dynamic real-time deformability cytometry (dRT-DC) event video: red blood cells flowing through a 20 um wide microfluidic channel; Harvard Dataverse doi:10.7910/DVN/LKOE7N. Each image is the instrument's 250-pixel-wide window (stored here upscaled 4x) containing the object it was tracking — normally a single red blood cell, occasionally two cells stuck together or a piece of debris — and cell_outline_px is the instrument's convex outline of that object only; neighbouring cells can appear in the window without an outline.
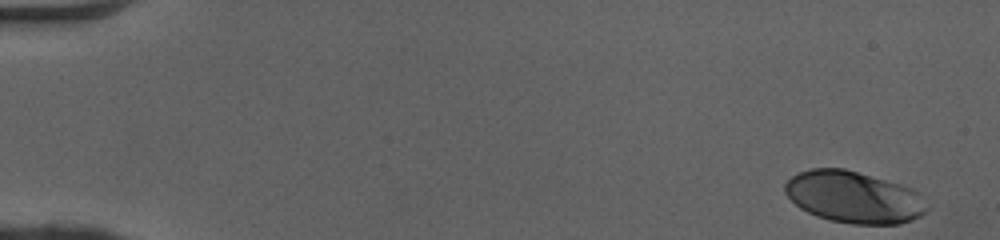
{"species": "human", "species_latin": "Homo sapiens", "temperature_condition": "cold", "stored_images_in_passage": 44, "camera_frame_rate_fps": 3000, "um_per_image_px": 0.085, "donor": {"sex": "female"}, "frame": {"image": 1, "passage_image": 1, "time_ms": 0.0, "image_size_px": [1000, 240], "cell_outline_px": [[928, 208], [920, 216], [912, 220], [900, 224], [852, 224], [828, 220], [816, 216], [800, 208], [784, 192], [784, 184], [792, 176], [800, 172], [812, 168], [844, 168], [900, 184], [912, 188], [920, 192]], "centroid_in_image_um": [72.58, 16.76], "position_along_channel_um": 12.4, "area_um2": 42.89}}
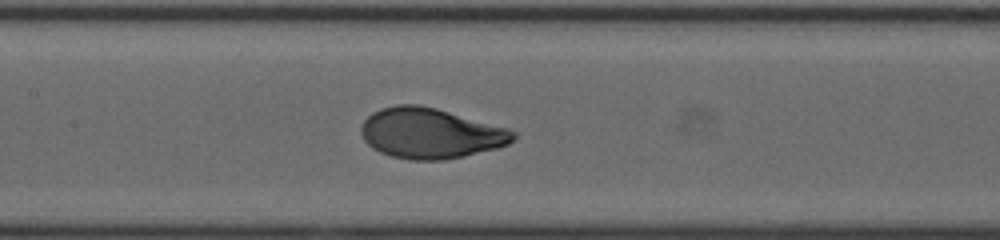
{"frame": {"image": 2, "passage_image": 24, "time_ms": 7.667, "image_size_px": [1000, 240], "cell_outline_px": [[516, 140], [508, 144], [496, 148], [464, 156], [440, 160], [412, 160], [392, 156], [380, 152], [372, 148], [364, 140], [360, 132], [360, 128], [364, 120], [372, 112], [380, 108], [396, 104], [420, 104], [436, 108], [508, 128], [516, 132]], "centroid_in_image_um": [36.58, 11.32], "position_along_channel_um": 170.8, "area_um2": 44.8}}
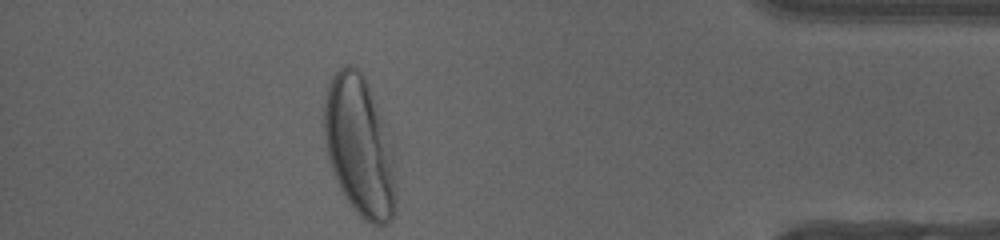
{"frame": {"image": 3, "passage_image": 44, "time_ms": 14.333, "image_size_px": [1000, 240], "cell_outline_px": [[396, 208], [392, 220], [388, 224], [372, 224], [364, 220], [352, 208], [340, 188], [332, 168], [328, 156], [324, 136], [324, 104], [328, 88], [332, 76], [344, 64], [356, 64], [364, 76], [368, 84], [384, 120], [392, 144], [396, 172]], "centroid_in_image_um": [30.59, 12.45], "position_along_channel_um": 404.6, "area_um2": 59.13}, "authors_computed_cell_mechanics": {"area_um2": 44.0147, "velocity_mm_per_s": 4.0644, "shape_relaxation_time_tau1_ms": 3.0509, "shape_relaxation_time_tau2_ms": null, "deformation_change_tau1": 0.1796, "deformation_change_tau2": null}}